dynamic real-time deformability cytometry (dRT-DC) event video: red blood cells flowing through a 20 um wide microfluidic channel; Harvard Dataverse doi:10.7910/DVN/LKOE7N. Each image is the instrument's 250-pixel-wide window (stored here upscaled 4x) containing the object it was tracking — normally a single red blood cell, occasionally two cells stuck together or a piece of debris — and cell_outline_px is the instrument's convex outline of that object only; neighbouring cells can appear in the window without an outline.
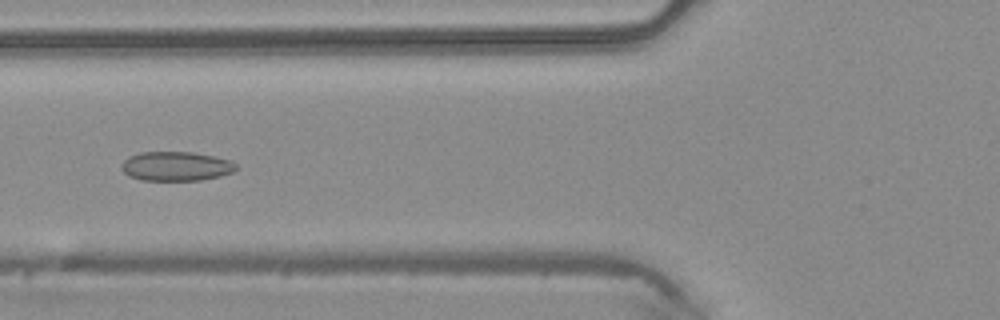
{"species": "common noctule bat (a hibernating species)", "species_latin": "Nyctalus noctula", "temperature_condition": "warm", "stored_images_in_passage": 48, "camera_frame_rate_fps": 3000, "um_per_image_px": 0.085, "animal": {"sex": "male", "body_mass_g": 20.4}, "frame": {"image": 1, "passage_image": 19, "time_ms": 6.0, "image_size_px": [1000, 320], "cell_outline_px": [[236, 168], [232, 172], [220, 176], [200, 180], [140, 180], [128, 176], [124, 172], [124, 160], [128, 156], [140, 152], [192, 152], [232, 160], [236, 164]], "centroid_in_image_um": [14.97, 14.13], "position_along_channel_um": 110.8, "area_um2": 19.42}}
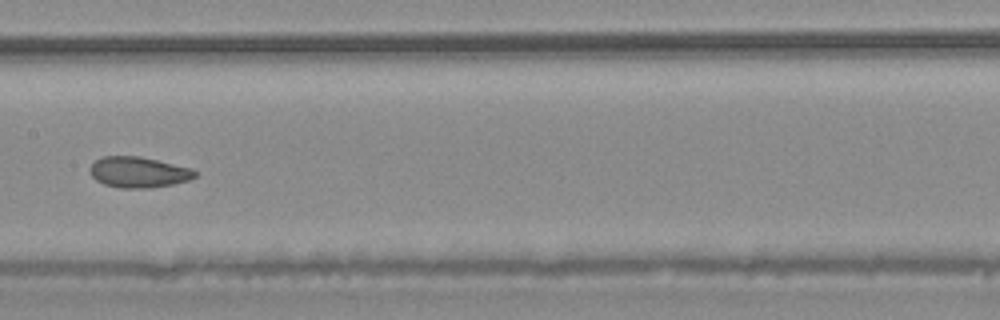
{"frame": {"image": 2, "passage_image": 25, "time_ms": 8.0, "image_size_px": [1000, 320], "cell_outline_px": [[196, 176], [188, 180], [172, 184], [148, 188], [120, 188], [104, 184], [96, 180], [88, 172], [88, 168], [96, 160], [104, 156], [140, 156], [192, 168], [196, 172]], "centroid_in_image_um": [11.74, 14.63], "position_along_channel_um": 195.7, "area_um2": 18.84}}
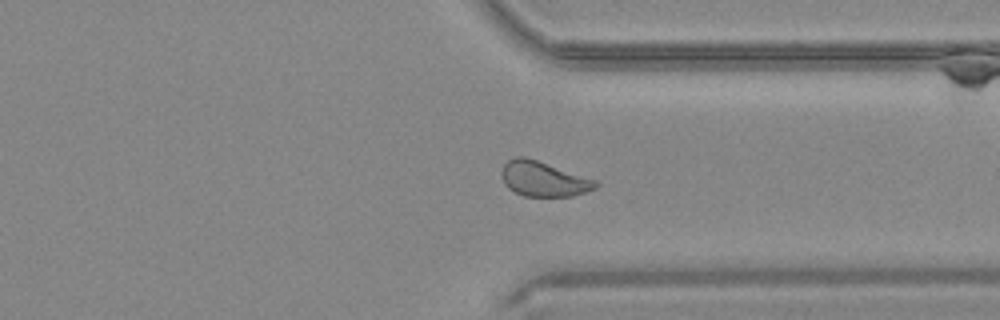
{"frame": {"image": 3, "passage_image": 37, "time_ms": 12.0, "image_size_px": [1000, 320], "cell_outline_px": [[600, 184], [596, 188], [572, 196], [524, 196], [508, 188], [504, 184], [500, 172], [504, 164], [508, 160], [516, 156], [524, 156], [596, 180]], "centroid_in_image_um": [46.17, 15.21], "position_along_channel_um": 365.2, "area_um2": 19.02}, "authors_computed_cell_mechanics": {"area_um2": 20.1144, "velocity_mm_per_s": 4.2276, "shape_relaxation_time_tau1_ms": 9.836, "shape_relaxation_time_tau2_ms": 1.3894, "deformation_change_tau1": 0.1701, "deformation_change_tau2": 0.0627}}